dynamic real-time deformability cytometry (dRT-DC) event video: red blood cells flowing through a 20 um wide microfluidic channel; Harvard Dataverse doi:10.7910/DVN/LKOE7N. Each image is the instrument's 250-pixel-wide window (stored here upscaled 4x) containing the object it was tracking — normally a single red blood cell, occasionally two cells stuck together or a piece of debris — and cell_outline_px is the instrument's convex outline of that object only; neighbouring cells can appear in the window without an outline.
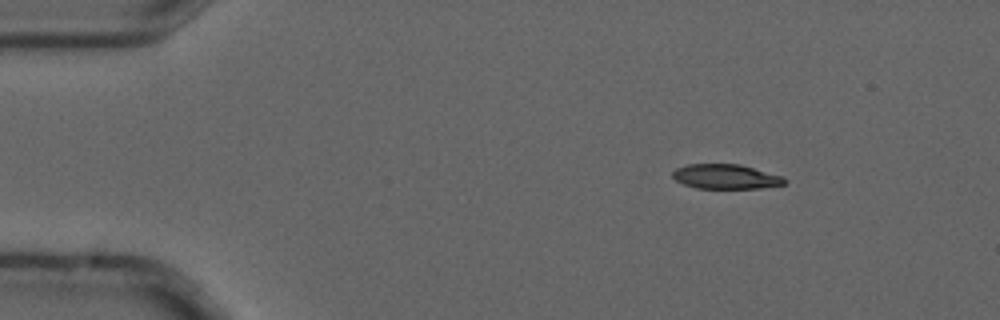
{"species": "common noctule bat (a hibernating species)", "species_latin": "Nyctalus noctula", "temperature_condition": "cold", "stored_images_in_passage": 8, "camera_frame_rate_fps": 3000, "um_per_image_px": 0.085, "animal": {"sex": "male", "forearm_length_mm": 52.5}, "frame": {"image": 1, "passage_image": 3, "time_ms": 0.667, "image_size_px": [1000, 320], "cell_outline_px": [[788, 180], [784, 184], [760, 188], [696, 188], [684, 184], [676, 180], [672, 176], [672, 172], [676, 168], [688, 164], [740, 164], [784, 176]], "centroid_in_image_um": [61.71, 15.0], "position_along_channel_um": 23.3, "area_um2": 16.13}}
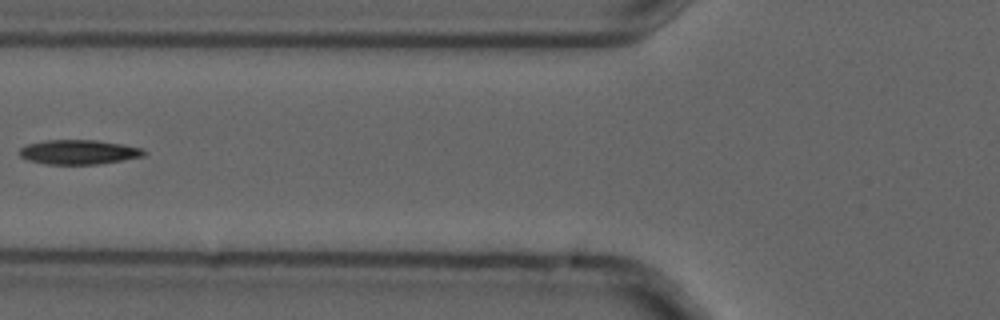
{"frame": {"image": 2, "passage_image": 7, "time_ms": 2.0, "image_size_px": [1000, 320], "cell_outline_px": [[148, 152], [144, 156], [100, 164], [44, 164], [28, 160], [20, 156], [20, 148], [28, 144], [44, 140], [96, 140], [124, 144], [144, 148]], "centroid_in_image_um": [6.74, 12.92], "position_along_channel_um": 119.1, "area_um2": 17.92}}
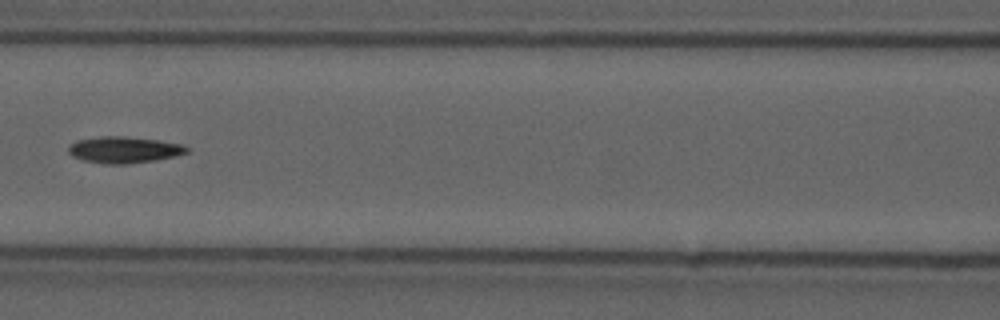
{"frame": {"image": 3, "passage_image": 8, "time_ms": 2.333, "image_size_px": [1000, 320], "cell_outline_px": [[188, 152], [176, 156], [156, 160], [128, 164], [104, 164], [84, 160], [72, 156], [68, 152], [68, 148], [76, 140], [100, 136], [120, 136], [160, 140], [180, 144], [188, 148]], "centroid_in_image_um": [10.53, 12.73], "position_along_channel_um": 156.1, "area_um2": 18.21}}